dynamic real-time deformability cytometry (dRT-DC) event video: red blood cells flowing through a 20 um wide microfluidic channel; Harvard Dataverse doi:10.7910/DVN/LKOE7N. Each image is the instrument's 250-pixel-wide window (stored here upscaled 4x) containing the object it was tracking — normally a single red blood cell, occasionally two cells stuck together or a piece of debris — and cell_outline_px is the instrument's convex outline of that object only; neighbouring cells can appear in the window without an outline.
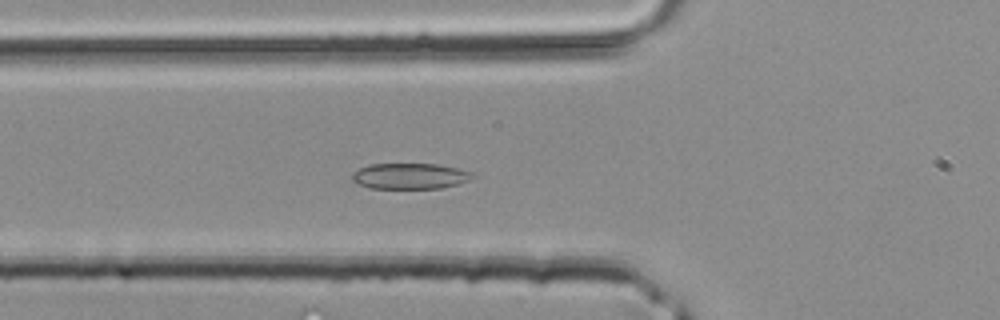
{"species": "common noctule bat (a hibernating species)", "species_latin": "Nyctalus noctula", "temperature_condition": "room temperature", "stored_images_in_passage": 33, "camera_frame_rate_fps": 3000, "um_per_image_px": 0.085, "animal": {"sex": "male", "body_mass_g": 20.4}, "frame": {"image": 1, "passage_image": 7, "time_ms": 2.0, "image_size_px": [1000, 320], "cell_outline_px": [[476, 176], [460, 184], [440, 188], [368, 188], [352, 180], [352, 172], [368, 164], [436, 164], [456, 168], [472, 172]], "centroid_in_image_um": [34.85, 14.97], "position_along_channel_um": 91.0, "area_um2": 18.09}}
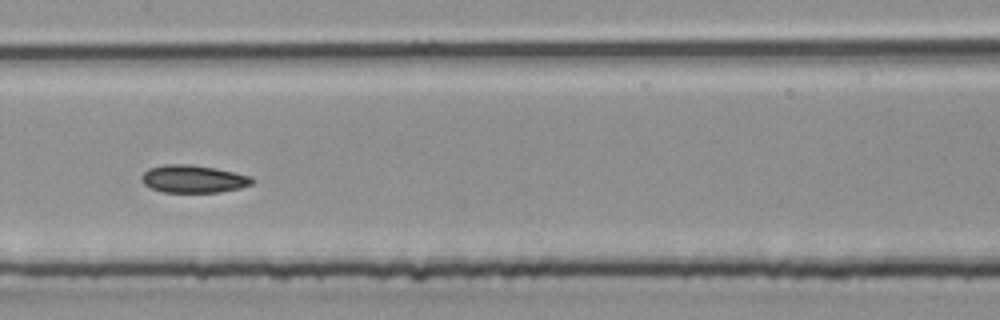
{"frame": {"image": 2, "passage_image": 13, "time_ms": 4.0, "image_size_px": [1000, 320], "cell_outline_px": [[256, 180], [252, 184], [240, 188], [220, 192], [164, 192], [152, 188], [144, 184], [140, 180], [140, 176], [148, 168], [164, 164], [188, 164], [216, 168], [252, 176]], "centroid_in_image_um": [16.44, 15.2], "position_along_channel_um": 191.0, "area_um2": 17.98}}
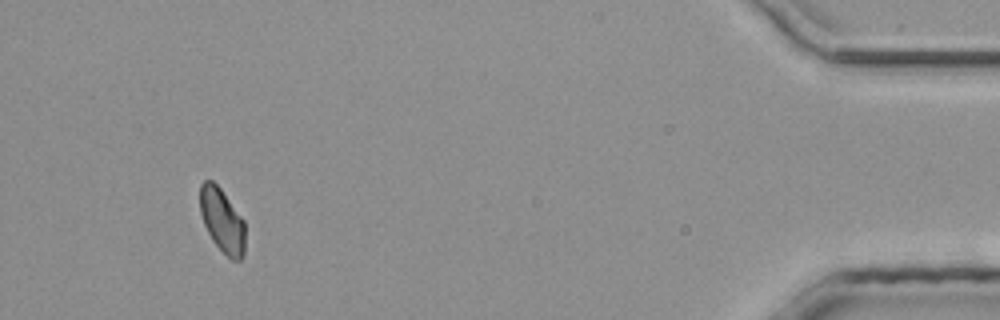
{"frame": {"image": 3, "passage_image": 31, "time_ms": 10.0, "image_size_px": [1000, 320], "cell_outline_px": [[244, 256], [240, 260], [232, 260], [212, 240], [204, 224], [200, 212], [200, 184], [204, 180], [212, 180], [220, 188], [244, 220]], "centroid_in_image_um": [18.87, 18.73], "position_along_channel_um": 416.3, "area_um2": 16.65}}